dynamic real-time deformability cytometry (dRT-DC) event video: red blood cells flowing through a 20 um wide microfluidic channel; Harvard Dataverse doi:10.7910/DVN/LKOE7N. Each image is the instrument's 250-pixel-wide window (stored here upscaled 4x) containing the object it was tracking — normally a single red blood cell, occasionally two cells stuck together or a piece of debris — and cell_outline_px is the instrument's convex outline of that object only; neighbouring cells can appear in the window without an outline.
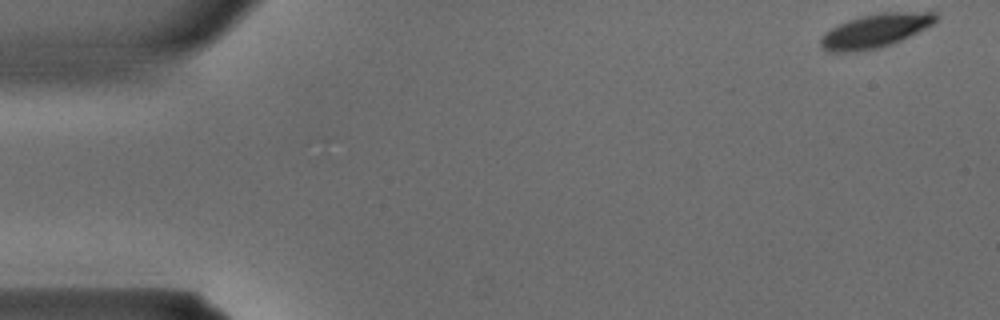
{"species": "common noctule bat (a hibernating species)", "species_latin": "Nyctalus noctula", "temperature_condition": "warm", "stored_images_in_passage": 12, "camera_frame_rate_fps": 3000, "um_per_image_px": 0.085, "animal": {"sex": "male", "body_mass_g": 15.6}, "frame": {"image": 1, "passage_image": 1, "time_ms": 0.0, "image_size_px": [1000, 320], "cell_outline_px": [[940, 16], [932, 24], [892, 44], [880, 48], [856, 52], [828, 52], [820, 48], [820, 36], [824, 32], [848, 20], [860, 16], [880, 12], [936, 12]], "centroid_in_image_um": [74.35, 2.62], "position_along_channel_um": 10.7, "area_um2": 22.72}}
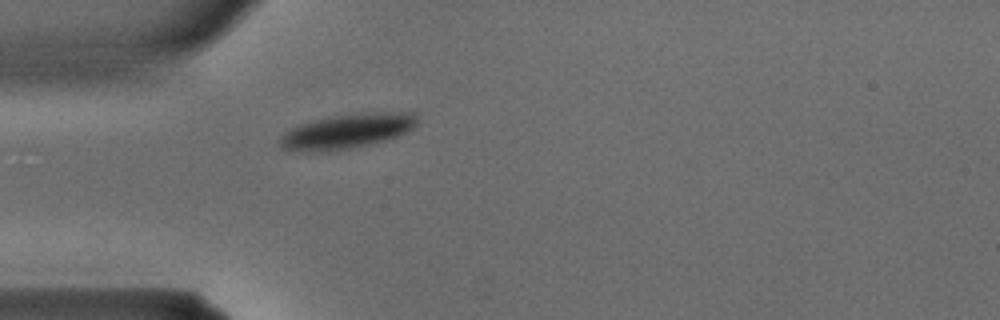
{"frame": {"image": 2, "passage_image": 10, "time_ms": 3.0, "image_size_px": [1000, 320], "cell_outline_px": [[416, 124], [408, 132], [400, 136], [368, 144], [328, 152], [300, 152], [280, 148], [280, 136], [284, 132], [292, 128], [312, 120], [332, 116], [360, 112], [416, 112]], "centroid_in_image_um": [29.49, 11.15], "position_along_channel_um": 55.5, "area_um2": 27.98}}